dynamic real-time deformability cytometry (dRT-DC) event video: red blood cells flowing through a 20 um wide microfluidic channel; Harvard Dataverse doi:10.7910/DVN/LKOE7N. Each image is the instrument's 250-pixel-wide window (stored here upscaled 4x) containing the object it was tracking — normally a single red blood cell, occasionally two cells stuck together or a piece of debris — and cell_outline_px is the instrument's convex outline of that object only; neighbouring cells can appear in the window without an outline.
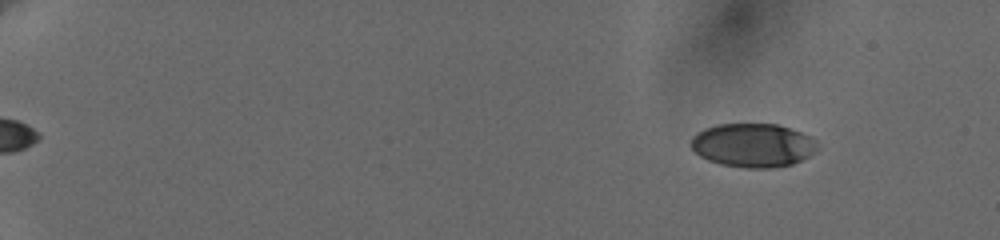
{"species": "human", "species_latin": "Homo sapiens", "temperature_condition": "cold", "stored_images_in_passage": 18, "camera_frame_rate_fps": 3000, "um_per_image_px": 0.085, "donor": {"sex": "female"}, "frame": {"image": 1, "passage_image": 4, "time_ms": 1.333, "image_size_px": [1000, 240], "cell_outline_px": [[816, 148], [808, 156], [792, 164], [772, 168], [744, 168], [720, 164], [708, 160], [700, 156], [688, 144], [692, 136], [704, 128], [716, 124], [776, 124], [800, 132], [816, 140]], "centroid_in_image_um": [63.93, 12.35], "position_along_channel_um": 21.1, "area_um2": 32.14}}
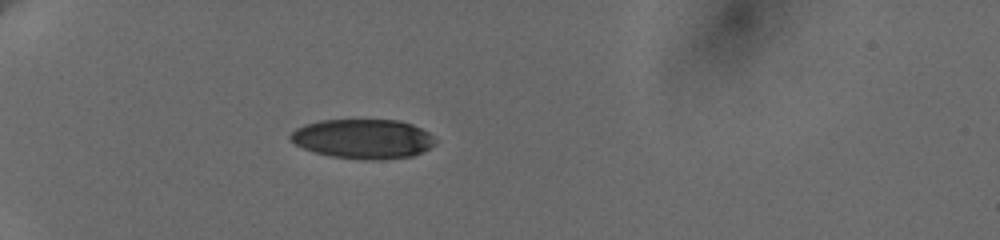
{"frame": {"image": 2, "passage_image": 14, "time_ms": 5.667, "image_size_px": [1000, 240], "cell_outline_px": [[436, 144], [412, 156], [380, 160], [368, 160], [332, 156], [316, 152], [304, 148], [296, 144], [288, 136], [296, 128], [304, 124], [320, 120], [400, 120], [412, 124], [428, 132], [436, 140]], "centroid_in_image_um": [30.87, 11.79], "position_along_channel_um": 54.1, "area_um2": 33.23}}
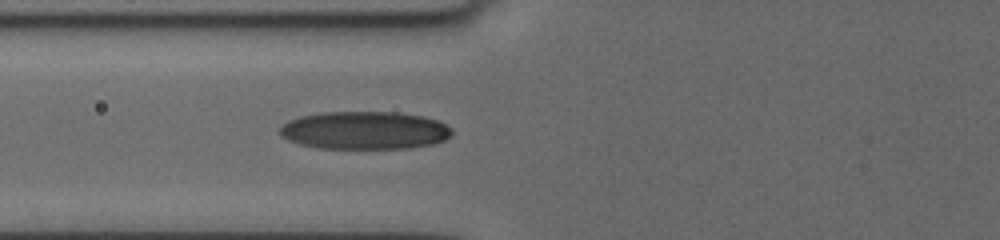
{"frame": {"image": 3, "passage_image": 18, "time_ms": 7.667, "image_size_px": [1000, 240], "cell_outline_px": [[452, 136], [436, 144], [408, 148], [320, 148], [300, 144], [288, 140], [280, 136], [280, 128], [288, 120], [320, 112], [396, 112], [420, 116], [436, 120], [452, 128]], "centroid_in_image_um": [31.01, 11.08], "position_along_channel_um": 94.8, "area_um2": 37.97}}